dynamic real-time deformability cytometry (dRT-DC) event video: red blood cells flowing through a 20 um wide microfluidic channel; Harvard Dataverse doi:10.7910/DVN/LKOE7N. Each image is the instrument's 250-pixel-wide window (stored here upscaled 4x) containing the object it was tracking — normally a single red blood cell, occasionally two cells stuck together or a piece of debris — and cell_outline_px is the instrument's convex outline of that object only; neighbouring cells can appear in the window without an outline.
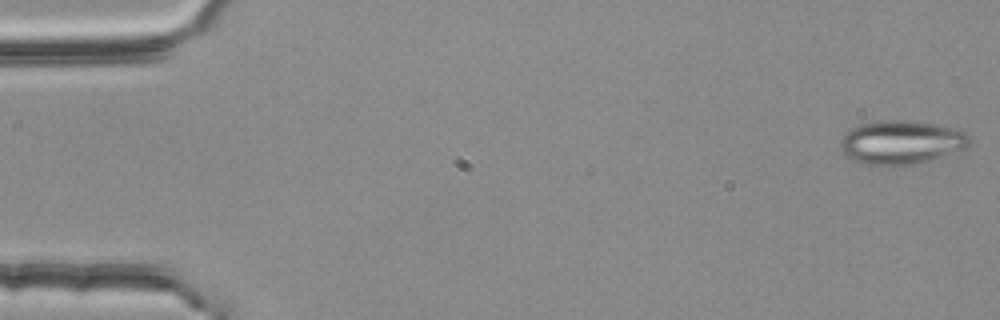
{"species": "common noctule bat (a hibernating species)", "species_latin": "Nyctalus noctula", "temperature_condition": "room temperature", "stored_images_in_passage": 16, "camera_frame_rate_fps": 3000, "um_per_image_px": 0.085, "animal": {"sex": "female", "body_mass_g": 25.1}, "frame": {"image": 1, "passage_image": 1, "time_ms": 0.0, "image_size_px": [1000, 320], "cell_outline_px": [[972, 140], [964, 148], [916, 164], [864, 164], [852, 160], [840, 148], [840, 140], [852, 128], [860, 124], [884, 120], [908, 120], [936, 124], [956, 128], [968, 132]], "centroid_in_image_um": [76.63, 12.07], "position_along_channel_um": 8.4, "area_um2": 32.48}}
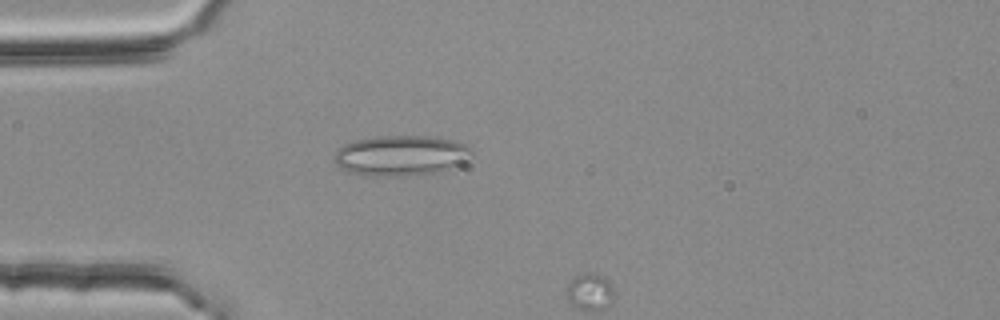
{"frame": {"image": 2, "passage_image": 15, "time_ms": 4.667, "image_size_px": [1000, 320], "cell_outline_px": [[472, 152], [468, 160], [452, 168], [440, 172], [404, 176], [384, 176], [348, 172], [340, 168], [332, 160], [336, 152], [344, 144], [356, 140], [376, 136], [428, 136], [452, 140], [464, 144], [472, 148]], "centroid_in_image_um": [34.09, 13.22], "position_along_channel_um": 50.9, "area_um2": 32.37}}